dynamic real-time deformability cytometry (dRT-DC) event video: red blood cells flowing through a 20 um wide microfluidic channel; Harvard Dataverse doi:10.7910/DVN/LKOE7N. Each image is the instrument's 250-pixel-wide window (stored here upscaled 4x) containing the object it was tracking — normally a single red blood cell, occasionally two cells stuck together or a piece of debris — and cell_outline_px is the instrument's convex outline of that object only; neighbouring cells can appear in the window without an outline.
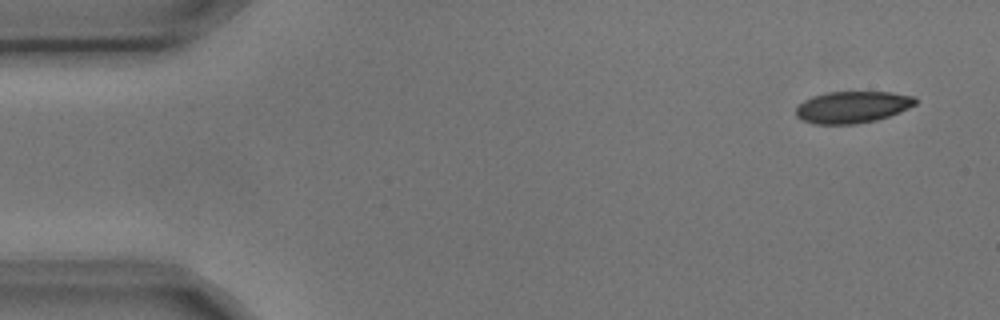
{"species": "common noctule bat (a hibernating species)", "species_latin": "Nyctalus noctula", "temperature_condition": "cold", "stored_images_in_passage": 3, "camera_frame_rate_fps": 3000, "um_per_image_px": 0.085, "animal": {"sex": "male", "body_mass_g": 17.9, "forearm_length_mm": 54.2}, "frame": {"image": 1, "passage_image": 1, "time_ms": 0.0, "image_size_px": [1000, 320], "cell_outline_px": [[916, 104], [900, 112], [876, 120], [856, 124], [816, 124], [800, 120], [796, 116], [796, 108], [804, 100], [812, 96], [828, 92], [892, 92], [916, 96]], "centroid_in_image_um": [72.45, 9.1], "position_along_channel_um": 12.5, "area_um2": 22.2}}